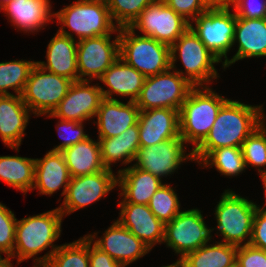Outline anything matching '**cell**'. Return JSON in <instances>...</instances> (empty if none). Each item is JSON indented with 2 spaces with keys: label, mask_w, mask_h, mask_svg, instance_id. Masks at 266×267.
I'll return each mask as SVG.
<instances>
[{
  "label": "cell",
  "mask_w": 266,
  "mask_h": 267,
  "mask_svg": "<svg viewBox=\"0 0 266 267\" xmlns=\"http://www.w3.org/2000/svg\"><path fill=\"white\" fill-rule=\"evenodd\" d=\"M16 223L14 213L0 203V254H6L10 262L14 252Z\"/></svg>",
  "instance_id": "74e56055"
},
{
  "label": "cell",
  "mask_w": 266,
  "mask_h": 267,
  "mask_svg": "<svg viewBox=\"0 0 266 267\" xmlns=\"http://www.w3.org/2000/svg\"><path fill=\"white\" fill-rule=\"evenodd\" d=\"M47 62L37 61L44 70L55 73L73 81H79L77 68V42L70 35L65 36L58 31L50 40L46 52Z\"/></svg>",
  "instance_id": "cb8c5ba5"
},
{
  "label": "cell",
  "mask_w": 266,
  "mask_h": 267,
  "mask_svg": "<svg viewBox=\"0 0 266 267\" xmlns=\"http://www.w3.org/2000/svg\"><path fill=\"white\" fill-rule=\"evenodd\" d=\"M139 108L136 102L103 99L97 110L98 139L116 137L138 122Z\"/></svg>",
  "instance_id": "ffe728a7"
},
{
  "label": "cell",
  "mask_w": 266,
  "mask_h": 267,
  "mask_svg": "<svg viewBox=\"0 0 266 267\" xmlns=\"http://www.w3.org/2000/svg\"><path fill=\"white\" fill-rule=\"evenodd\" d=\"M213 230L205 224L201 210L189 209L181 211L165 224L163 242L180 255V261L188 253L207 244Z\"/></svg>",
  "instance_id": "8fae6325"
},
{
  "label": "cell",
  "mask_w": 266,
  "mask_h": 267,
  "mask_svg": "<svg viewBox=\"0 0 266 267\" xmlns=\"http://www.w3.org/2000/svg\"><path fill=\"white\" fill-rule=\"evenodd\" d=\"M237 0H209L211 6L229 7L233 6Z\"/></svg>",
  "instance_id": "f6af8a7d"
},
{
  "label": "cell",
  "mask_w": 266,
  "mask_h": 267,
  "mask_svg": "<svg viewBox=\"0 0 266 267\" xmlns=\"http://www.w3.org/2000/svg\"><path fill=\"white\" fill-rule=\"evenodd\" d=\"M0 179L24 194L35 181V159L21 156H0Z\"/></svg>",
  "instance_id": "4dcf8cb0"
},
{
  "label": "cell",
  "mask_w": 266,
  "mask_h": 267,
  "mask_svg": "<svg viewBox=\"0 0 266 267\" xmlns=\"http://www.w3.org/2000/svg\"><path fill=\"white\" fill-rule=\"evenodd\" d=\"M156 0H106L110 16L118 28L130 27L140 13Z\"/></svg>",
  "instance_id": "d590c367"
},
{
  "label": "cell",
  "mask_w": 266,
  "mask_h": 267,
  "mask_svg": "<svg viewBox=\"0 0 266 267\" xmlns=\"http://www.w3.org/2000/svg\"><path fill=\"white\" fill-rule=\"evenodd\" d=\"M138 126L141 147L180 137L179 110L154 108L140 111Z\"/></svg>",
  "instance_id": "ac0fdd59"
},
{
  "label": "cell",
  "mask_w": 266,
  "mask_h": 267,
  "mask_svg": "<svg viewBox=\"0 0 266 267\" xmlns=\"http://www.w3.org/2000/svg\"><path fill=\"white\" fill-rule=\"evenodd\" d=\"M56 127L60 138H62L64 141L60 143V145L55 146L52 151L61 152L63 149L89 138V135L84 132L83 122L60 119Z\"/></svg>",
  "instance_id": "f35d334b"
},
{
  "label": "cell",
  "mask_w": 266,
  "mask_h": 267,
  "mask_svg": "<svg viewBox=\"0 0 266 267\" xmlns=\"http://www.w3.org/2000/svg\"><path fill=\"white\" fill-rule=\"evenodd\" d=\"M238 246L223 242L204 244L180 260L181 267H232L236 264Z\"/></svg>",
  "instance_id": "f546056e"
},
{
  "label": "cell",
  "mask_w": 266,
  "mask_h": 267,
  "mask_svg": "<svg viewBox=\"0 0 266 267\" xmlns=\"http://www.w3.org/2000/svg\"><path fill=\"white\" fill-rule=\"evenodd\" d=\"M89 267H126V265L115 261L108 253L100 250L89 239Z\"/></svg>",
  "instance_id": "ee69618b"
},
{
  "label": "cell",
  "mask_w": 266,
  "mask_h": 267,
  "mask_svg": "<svg viewBox=\"0 0 266 267\" xmlns=\"http://www.w3.org/2000/svg\"><path fill=\"white\" fill-rule=\"evenodd\" d=\"M184 143V139L180 136L149 147H140L133 166L148 171L159 179L163 178L162 176L166 178L178 170L183 161H194L192 151L185 155Z\"/></svg>",
  "instance_id": "9a60e30c"
},
{
  "label": "cell",
  "mask_w": 266,
  "mask_h": 267,
  "mask_svg": "<svg viewBox=\"0 0 266 267\" xmlns=\"http://www.w3.org/2000/svg\"><path fill=\"white\" fill-rule=\"evenodd\" d=\"M45 267H89V238L60 245Z\"/></svg>",
  "instance_id": "836d02e7"
},
{
  "label": "cell",
  "mask_w": 266,
  "mask_h": 267,
  "mask_svg": "<svg viewBox=\"0 0 266 267\" xmlns=\"http://www.w3.org/2000/svg\"><path fill=\"white\" fill-rule=\"evenodd\" d=\"M195 21V27L192 22ZM192 22L189 28L205 44L207 49L214 54L224 66L227 61V53L234 45V32L236 15L229 7L211 6L204 13H201Z\"/></svg>",
  "instance_id": "ba28073f"
},
{
  "label": "cell",
  "mask_w": 266,
  "mask_h": 267,
  "mask_svg": "<svg viewBox=\"0 0 266 267\" xmlns=\"http://www.w3.org/2000/svg\"><path fill=\"white\" fill-rule=\"evenodd\" d=\"M174 12L186 21L194 20L211 7L209 0H163Z\"/></svg>",
  "instance_id": "ab89813d"
},
{
  "label": "cell",
  "mask_w": 266,
  "mask_h": 267,
  "mask_svg": "<svg viewBox=\"0 0 266 267\" xmlns=\"http://www.w3.org/2000/svg\"><path fill=\"white\" fill-rule=\"evenodd\" d=\"M117 221L145 243L151 250L156 243H163L165 224L149 209L148 205L119 203Z\"/></svg>",
  "instance_id": "d6986e66"
},
{
  "label": "cell",
  "mask_w": 266,
  "mask_h": 267,
  "mask_svg": "<svg viewBox=\"0 0 266 267\" xmlns=\"http://www.w3.org/2000/svg\"><path fill=\"white\" fill-rule=\"evenodd\" d=\"M259 174H260V177L262 179V182H263V186H264V190H265V199H266V169H257ZM266 205V202L264 204V206Z\"/></svg>",
  "instance_id": "bcb514c9"
},
{
  "label": "cell",
  "mask_w": 266,
  "mask_h": 267,
  "mask_svg": "<svg viewBox=\"0 0 266 267\" xmlns=\"http://www.w3.org/2000/svg\"><path fill=\"white\" fill-rule=\"evenodd\" d=\"M129 27L120 28L119 56L145 77L171 68L170 46L154 38L136 35Z\"/></svg>",
  "instance_id": "5b68a950"
},
{
  "label": "cell",
  "mask_w": 266,
  "mask_h": 267,
  "mask_svg": "<svg viewBox=\"0 0 266 267\" xmlns=\"http://www.w3.org/2000/svg\"><path fill=\"white\" fill-rule=\"evenodd\" d=\"M62 219V212L56 208L17 220L14 252L10 258L17 257V263L20 264L51 247L44 256L34 259V267H45L59 248L52 243L60 237Z\"/></svg>",
  "instance_id": "7a4b0ae2"
},
{
  "label": "cell",
  "mask_w": 266,
  "mask_h": 267,
  "mask_svg": "<svg viewBox=\"0 0 266 267\" xmlns=\"http://www.w3.org/2000/svg\"><path fill=\"white\" fill-rule=\"evenodd\" d=\"M72 81L35 64L21 94L28 109L37 116L53 113L66 96Z\"/></svg>",
  "instance_id": "30bf717a"
},
{
  "label": "cell",
  "mask_w": 266,
  "mask_h": 267,
  "mask_svg": "<svg viewBox=\"0 0 266 267\" xmlns=\"http://www.w3.org/2000/svg\"><path fill=\"white\" fill-rule=\"evenodd\" d=\"M227 98L209 86L194 87L179 110L180 136L195 150L207 137L221 106Z\"/></svg>",
  "instance_id": "3957f363"
},
{
  "label": "cell",
  "mask_w": 266,
  "mask_h": 267,
  "mask_svg": "<svg viewBox=\"0 0 266 267\" xmlns=\"http://www.w3.org/2000/svg\"><path fill=\"white\" fill-rule=\"evenodd\" d=\"M237 17L258 19L266 18V0H237L233 5Z\"/></svg>",
  "instance_id": "7bdbcfd3"
},
{
  "label": "cell",
  "mask_w": 266,
  "mask_h": 267,
  "mask_svg": "<svg viewBox=\"0 0 266 267\" xmlns=\"http://www.w3.org/2000/svg\"><path fill=\"white\" fill-rule=\"evenodd\" d=\"M146 77L134 67L128 65L120 56L98 79L107 87L101 88L105 99L116 100L112 94L130 97L129 101L135 102L140 95Z\"/></svg>",
  "instance_id": "603a6c76"
},
{
  "label": "cell",
  "mask_w": 266,
  "mask_h": 267,
  "mask_svg": "<svg viewBox=\"0 0 266 267\" xmlns=\"http://www.w3.org/2000/svg\"><path fill=\"white\" fill-rule=\"evenodd\" d=\"M257 207L251 200L232 190H225L215 208L216 229L223 237L220 242L236 246L248 245Z\"/></svg>",
  "instance_id": "52a82bcc"
},
{
  "label": "cell",
  "mask_w": 266,
  "mask_h": 267,
  "mask_svg": "<svg viewBox=\"0 0 266 267\" xmlns=\"http://www.w3.org/2000/svg\"><path fill=\"white\" fill-rule=\"evenodd\" d=\"M171 68L154 76L146 77L136 105L140 111L154 108L180 110L194 86Z\"/></svg>",
  "instance_id": "9c48e42d"
},
{
  "label": "cell",
  "mask_w": 266,
  "mask_h": 267,
  "mask_svg": "<svg viewBox=\"0 0 266 267\" xmlns=\"http://www.w3.org/2000/svg\"><path fill=\"white\" fill-rule=\"evenodd\" d=\"M177 52H179L177 54ZM171 69L175 70V62L178 56L185 68V73L182 70H175L182 77L187 79L194 87L207 86L211 79L218 78L215 63L220 60L212 54L205 44L196 36V34L188 28L171 46ZM204 83V84H203Z\"/></svg>",
  "instance_id": "8992f818"
},
{
  "label": "cell",
  "mask_w": 266,
  "mask_h": 267,
  "mask_svg": "<svg viewBox=\"0 0 266 267\" xmlns=\"http://www.w3.org/2000/svg\"><path fill=\"white\" fill-rule=\"evenodd\" d=\"M262 105H247L228 99L220 108L205 140L192 151L198 164L212 151L223 147H242L247 137L265 121Z\"/></svg>",
  "instance_id": "6da1fadb"
},
{
  "label": "cell",
  "mask_w": 266,
  "mask_h": 267,
  "mask_svg": "<svg viewBox=\"0 0 266 267\" xmlns=\"http://www.w3.org/2000/svg\"><path fill=\"white\" fill-rule=\"evenodd\" d=\"M162 267H181V266H180V261L177 260L175 263H173L171 265L162 266Z\"/></svg>",
  "instance_id": "681fc988"
},
{
  "label": "cell",
  "mask_w": 266,
  "mask_h": 267,
  "mask_svg": "<svg viewBox=\"0 0 266 267\" xmlns=\"http://www.w3.org/2000/svg\"><path fill=\"white\" fill-rule=\"evenodd\" d=\"M249 244L266 251V206L258 205L255 211Z\"/></svg>",
  "instance_id": "b9f144b4"
},
{
  "label": "cell",
  "mask_w": 266,
  "mask_h": 267,
  "mask_svg": "<svg viewBox=\"0 0 266 267\" xmlns=\"http://www.w3.org/2000/svg\"><path fill=\"white\" fill-rule=\"evenodd\" d=\"M35 61L12 60L0 63V95H11L8 89H13L16 95H21L29 78Z\"/></svg>",
  "instance_id": "d6a6232c"
},
{
  "label": "cell",
  "mask_w": 266,
  "mask_h": 267,
  "mask_svg": "<svg viewBox=\"0 0 266 267\" xmlns=\"http://www.w3.org/2000/svg\"><path fill=\"white\" fill-rule=\"evenodd\" d=\"M0 267H13V265L11 264L10 260L5 258H2L1 254H0Z\"/></svg>",
  "instance_id": "7dc6e473"
},
{
  "label": "cell",
  "mask_w": 266,
  "mask_h": 267,
  "mask_svg": "<svg viewBox=\"0 0 266 267\" xmlns=\"http://www.w3.org/2000/svg\"><path fill=\"white\" fill-rule=\"evenodd\" d=\"M241 148L246 167H266V122L247 137Z\"/></svg>",
  "instance_id": "8d00e7d4"
},
{
  "label": "cell",
  "mask_w": 266,
  "mask_h": 267,
  "mask_svg": "<svg viewBox=\"0 0 266 267\" xmlns=\"http://www.w3.org/2000/svg\"><path fill=\"white\" fill-rule=\"evenodd\" d=\"M104 166L111 169V164L122 160V164L134 161L140 146L138 122L116 137L98 139Z\"/></svg>",
  "instance_id": "f1b7e54d"
},
{
  "label": "cell",
  "mask_w": 266,
  "mask_h": 267,
  "mask_svg": "<svg viewBox=\"0 0 266 267\" xmlns=\"http://www.w3.org/2000/svg\"><path fill=\"white\" fill-rule=\"evenodd\" d=\"M71 177L94 174L106 169L102 162L99 142L90 137L61 151Z\"/></svg>",
  "instance_id": "83f0119b"
},
{
  "label": "cell",
  "mask_w": 266,
  "mask_h": 267,
  "mask_svg": "<svg viewBox=\"0 0 266 267\" xmlns=\"http://www.w3.org/2000/svg\"><path fill=\"white\" fill-rule=\"evenodd\" d=\"M152 213L164 224L170 222L182 210H180V202L174 189L163 184L151 197L148 204Z\"/></svg>",
  "instance_id": "e575fe53"
},
{
  "label": "cell",
  "mask_w": 266,
  "mask_h": 267,
  "mask_svg": "<svg viewBox=\"0 0 266 267\" xmlns=\"http://www.w3.org/2000/svg\"><path fill=\"white\" fill-rule=\"evenodd\" d=\"M71 175L60 151H48L43 158L35 159V181L33 189L40 194L52 195L63 187L65 196Z\"/></svg>",
  "instance_id": "d4e9b609"
},
{
  "label": "cell",
  "mask_w": 266,
  "mask_h": 267,
  "mask_svg": "<svg viewBox=\"0 0 266 267\" xmlns=\"http://www.w3.org/2000/svg\"><path fill=\"white\" fill-rule=\"evenodd\" d=\"M90 82L73 81L58 107L53 113L45 115L76 122H84L95 117L104 97L101 86L98 84L91 86Z\"/></svg>",
  "instance_id": "2e32d148"
},
{
  "label": "cell",
  "mask_w": 266,
  "mask_h": 267,
  "mask_svg": "<svg viewBox=\"0 0 266 267\" xmlns=\"http://www.w3.org/2000/svg\"><path fill=\"white\" fill-rule=\"evenodd\" d=\"M118 187L123 196L120 203L148 205L154 193L164 184L162 179L140 168L128 166L118 170Z\"/></svg>",
  "instance_id": "484cf974"
},
{
  "label": "cell",
  "mask_w": 266,
  "mask_h": 267,
  "mask_svg": "<svg viewBox=\"0 0 266 267\" xmlns=\"http://www.w3.org/2000/svg\"><path fill=\"white\" fill-rule=\"evenodd\" d=\"M118 186V177L112 169H105L94 174L72 177L67 187L63 205L59 210L69 215L78 209L85 208L109 193Z\"/></svg>",
  "instance_id": "5bb4252c"
},
{
  "label": "cell",
  "mask_w": 266,
  "mask_h": 267,
  "mask_svg": "<svg viewBox=\"0 0 266 267\" xmlns=\"http://www.w3.org/2000/svg\"><path fill=\"white\" fill-rule=\"evenodd\" d=\"M100 250L108 253L115 261L125 264L140 259L151 249L139 238L122 226L117 220L104 231L103 236L96 238L97 233L86 235ZM97 240H95V239Z\"/></svg>",
  "instance_id": "e0dca14e"
},
{
  "label": "cell",
  "mask_w": 266,
  "mask_h": 267,
  "mask_svg": "<svg viewBox=\"0 0 266 267\" xmlns=\"http://www.w3.org/2000/svg\"><path fill=\"white\" fill-rule=\"evenodd\" d=\"M12 0H0V10L5 7L8 3H10Z\"/></svg>",
  "instance_id": "c3c4849f"
},
{
  "label": "cell",
  "mask_w": 266,
  "mask_h": 267,
  "mask_svg": "<svg viewBox=\"0 0 266 267\" xmlns=\"http://www.w3.org/2000/svg\"><path fill=\"white\" fill-rule=\"evenodd\" d=\"M112 34L77 40V68L79 80L93 81L119 57V33L110 41ZM88 76L87 78H84Z\"/></svg>",
  "instance_id": "4fadbf2b"
},
{
  "label": "cell",
  "mask_w": 266,
  "mask_h": 267,
  "mask_svg": "<svg viewBox=\"0 0 266 267\" xmlns=\"http://www.w3.org/2000/svg\"><path fill=\"white\" fill-rule=\"evenodd\" d=\"M29 112L21 95H0V137L4 145L17 152L29 122Z\"/></svg>",
  "instance_id": "44dd1931"
},
{
  "label": "cell",
  "mask_w": 266,
  "mask_h": 267,
  "mask_svg": "<svg viewBox=\"0 0 266 267\" xmlns=\"http://www.w3.org/2000/svg\"><path fill=\"white\" fill-rule=\"evenodd\" d=\"M238 267H266V251L248 245L238 246Z\"/></svg>",
  "instance_id": "60d3db41"
},
{
  "label": "cell",
  "mask_w": 266,
  "mask_h": 267,
  "mask_svg": "<svg viewBox=\"0 0 266 267\" xmlns=\"http://www.w3.org/2000/svg\"><path fill=\"white\" fill-rule=\"evenodd\" d=\"M138 29L145 37L171 46L188 28L189 22L174 12L163 0L147 6L129 27Z\"/></svg>",
  "instance_id": "7c38bea8"
},
{
  "label": "cell",
  "mask_w": 266,
  "mask_h": 267,
  "mask_svg": "<svg viewBox=\"0 0 266 267\" xmlns=\"http://www.w3.org/2000/svg\"><path fill=\"white\" fill-rule=\"evenodd\" d=\"M199 164L204 165L203 167L215 166L221 175L231 177L246 169L241 147L229 146L212 150Z\"/></svg>",
  "instance_id": "1f68e13d"
},
{
  "label": "cell",
  "mask_w": 266,
  "mask_h": 267,
  "mask_svg": "<svg viewBox=\"0 0 266 267\" xmlns=\"http://www.w3.org/2000/svg\"><path fill=\"white\" fill-rule=\"evenodd\" d=\"M233 42L238 51L228 59L224 69L238 60L252 57H266V18L249 19L236 16Z\"/></svg>",
  "instance_id": "7402d4cb"
},
{
  "label": "cell",
  "mask_w": 266,
  "mask_h": 267,
  "mask_svg": "<svg viewBox=\"0 0 266 267\" xmlns=\"http://www.w3.org/2000/svg\"><path fill=\"white\" fill-rule=\"evenodd\" d=\"M58 23L62 24L58 32L74 37L64 28L77 34L78 40L120 32L113 22L106 0H77L54 13Z\"/></svg>",
  "instance_id": "277c9868"
},
{
  "label": "cell",
  "mask_w": 266,
  "mask_h": 267,
  "mask_svg": "<svg viewBox=\"0 0 266 267\" xmlns=\"http://www.w3.org/2000/svg\"><path fill=\"white\" fill-rule=\"evenodd\" d=\"M1 10L20 31L38 32L54 18L49 0H12Z\"/></svg>",
  "instance_id": "4316f807"
}]
</instances>
